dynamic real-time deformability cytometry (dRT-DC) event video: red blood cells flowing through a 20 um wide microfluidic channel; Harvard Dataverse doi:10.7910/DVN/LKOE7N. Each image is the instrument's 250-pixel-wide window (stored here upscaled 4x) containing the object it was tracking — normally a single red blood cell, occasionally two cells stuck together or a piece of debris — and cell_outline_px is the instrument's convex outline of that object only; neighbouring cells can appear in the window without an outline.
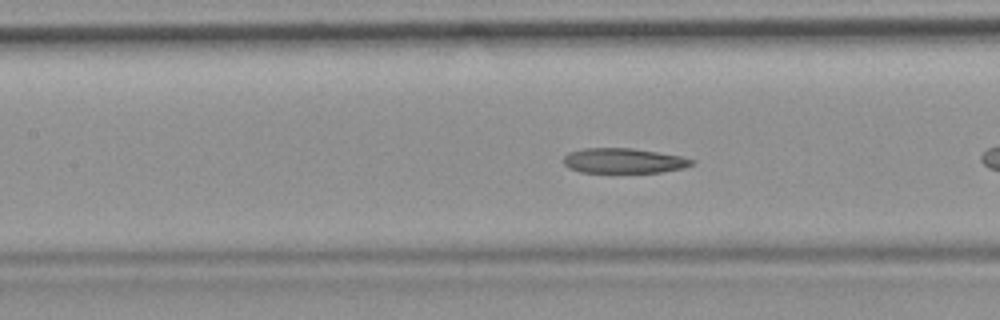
{"species": "common noctule bat (a hibernating species)", "species_latin": "Nyctalus noctula", "temperature_condition": "room temperature", "stored_images_in_passage": 28, "camera_frame_rate_fps": 3000, "um_per_image_px": 0.085, "animal": {"sex": "female", "body_mass_g": 19.9}, "frame": {"image": 1, "passage_image": 9, "time_ms": 2.667, "image_size_px": [1000, 320], "cell_outline_px": [[696, 160], [692, 164], [684, 168], [660, 172], [580, 172], [568, 168], [564, 164], [564, 156], [568, 152], [584, 148], [632, 148], [680, 156]], "centroid_in_image_um": [52.98, 13.66], "position_along_channel_um": 154.4, "area_um2": 18.61}}